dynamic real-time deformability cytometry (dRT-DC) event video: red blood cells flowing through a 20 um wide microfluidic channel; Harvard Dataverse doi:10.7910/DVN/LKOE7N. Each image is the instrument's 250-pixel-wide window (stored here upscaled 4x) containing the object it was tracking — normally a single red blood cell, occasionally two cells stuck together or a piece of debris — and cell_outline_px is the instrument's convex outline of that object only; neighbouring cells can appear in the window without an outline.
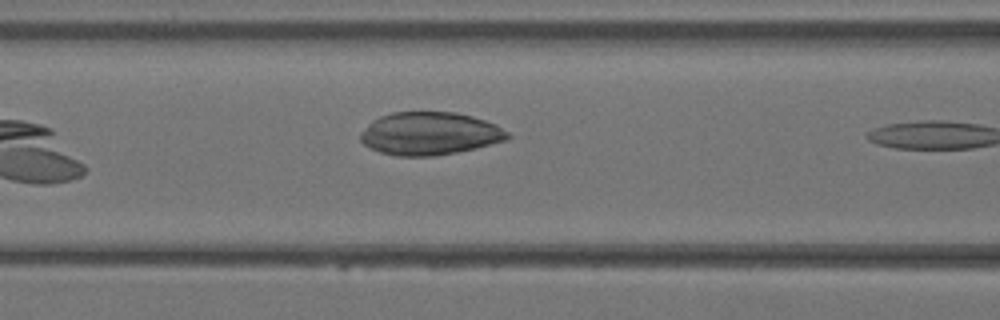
{"species": "Egyptian fruit bat (a non-hibernating species)", "species_latin": "Rousettus aegyptiacus", "temperature_condition": "warm", "stored_images_in_passage": 6, "camera_frame_rate_fps": 3000, "um_per_image_px": 0.085, "animal": {"sex": "female"}, "frame": {"image": 1, "passage_image": 5, "time_ms": 1.333, "image_size_px": [1000, 320], "cell_outline_px": [[512, 136], [508, 140], [476, 148], [436, 156], [396, 156], [380, 152], [364, 144], [360, 140], [360, 132], [372, 120], [380, 116], [392, 112], [456, 112], [472, 116], [496, 124], [508, 132]], "centroid_in_image_um": [36.54, 11.35], "position_along_channel_um": 130.1, "area_um2": 36.93}}